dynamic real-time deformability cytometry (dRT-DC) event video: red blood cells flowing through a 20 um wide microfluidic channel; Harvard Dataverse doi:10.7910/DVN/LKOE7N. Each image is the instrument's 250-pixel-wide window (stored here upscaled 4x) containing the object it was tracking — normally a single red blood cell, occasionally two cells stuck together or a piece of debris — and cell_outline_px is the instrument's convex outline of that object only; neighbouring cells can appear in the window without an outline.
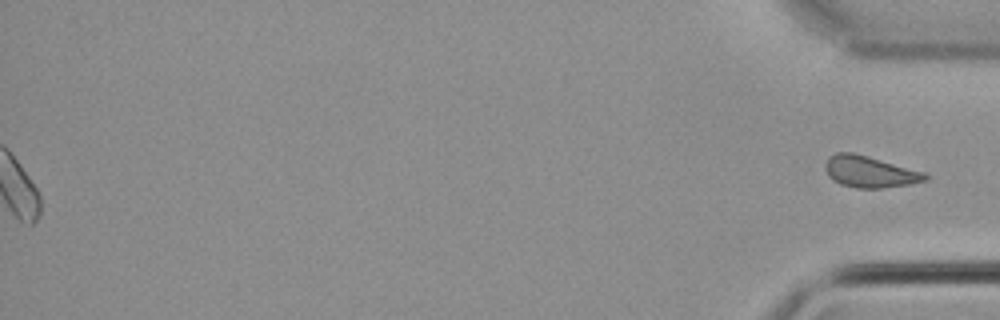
{"species": "common noctule bat (a hibernating species)", "species_latin": "Nyctalus noctula", "temperature_condition": "cold", "stored_images_in_passage": 56, "segment_of_instrument_passage": [2, 2], "camera_frame_rate_fps": 3000, "um_per_image_px": 0.085, "animal": {"sex": "male", "body_mass_g": 21.5, "forearm_length_mm": 52.0}, "frame": {"image": 1, "passage_image": 56, "time_ms": 18.333, "image_size_px": [1000, 320], "cell_outline_px": [[928, 180], [908, 184], [880, 188], [856, 188], [840, 184], [832, 180], [828, 176], [824, 168], [824, 164], [828, 156], [836, 152], [852, 152], [868, 156], [924, 172], [928, 176]], "centroid_in_image_um": [73.87, 14.59], "position_along_channel_um": 361.3, "area_um2": 18.38}}